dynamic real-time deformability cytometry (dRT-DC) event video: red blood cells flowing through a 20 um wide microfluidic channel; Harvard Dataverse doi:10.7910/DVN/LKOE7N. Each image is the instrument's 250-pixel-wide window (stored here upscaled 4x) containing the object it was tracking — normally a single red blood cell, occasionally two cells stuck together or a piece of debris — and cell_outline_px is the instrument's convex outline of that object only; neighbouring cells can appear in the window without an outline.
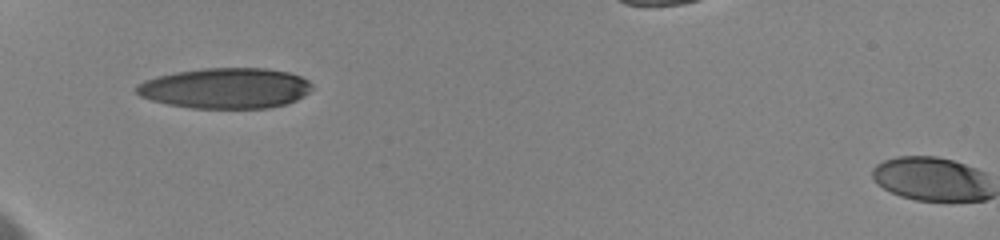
{"species": "human", "species_latin": "Homo sapiens", "temperature_condition": "cold", "stored_images_in_passage": 26, "camera_frame_rate_fps": 3000, "um_per_image_px": 0.085, "donor": {"sex": "female"}, "frame": {"image": 1, "passage_image": 1, "time_ms": 0.0, "image_size_px": [1000, 240], "cell_outline_px": [[312, 88], [308, 92], [296, 100], [284, 104], [268, 108], [192, 108], [168, 104], [152, 100], [140, 96], [136, 92], [136, 84], [144, 80], [156, 76], [176, 72], [204, 68], [264, 68], [288, 72], [300, 76], [308, 80], [312, 84]], "centroid_in_image_um": [19.15, 7.49], "position_along_channel_um": 65.9, "area_um2": 41.44}}
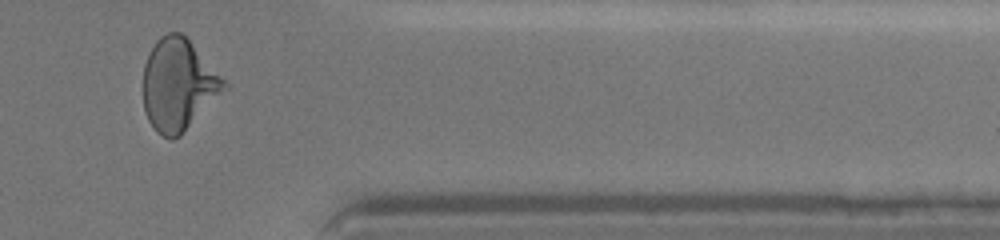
{"frame": {"image": 2, "passage_image": 23, "time_ms": 9.667, "image_size_px": [1000, 240], "cell_outline_px": [[228, 88], [180, 136], [172, 140], [156, 132], [152, 128], [148, 120], [144, 108], [144, 64], [156, 40], [160, 36], [168, 32], [180, 32], [188, 40], [228, 84]], "centroid_in_image_um": [15.15, 7.24], "position_along_channel_um": 396.3, "area_um2": 42.83}, "authors_computed_cell_mechanics": {"area_um2": 42.8298, "velocity_mm_per_s": 3.6308, "shape_relaxation_time_tau1_ms": 5.2294, "shape_relaxation_time_tau2_ms": 1.4593, "deformation_change_tau1": 0.2014, "deformation_change_tau2": 0.0768}}